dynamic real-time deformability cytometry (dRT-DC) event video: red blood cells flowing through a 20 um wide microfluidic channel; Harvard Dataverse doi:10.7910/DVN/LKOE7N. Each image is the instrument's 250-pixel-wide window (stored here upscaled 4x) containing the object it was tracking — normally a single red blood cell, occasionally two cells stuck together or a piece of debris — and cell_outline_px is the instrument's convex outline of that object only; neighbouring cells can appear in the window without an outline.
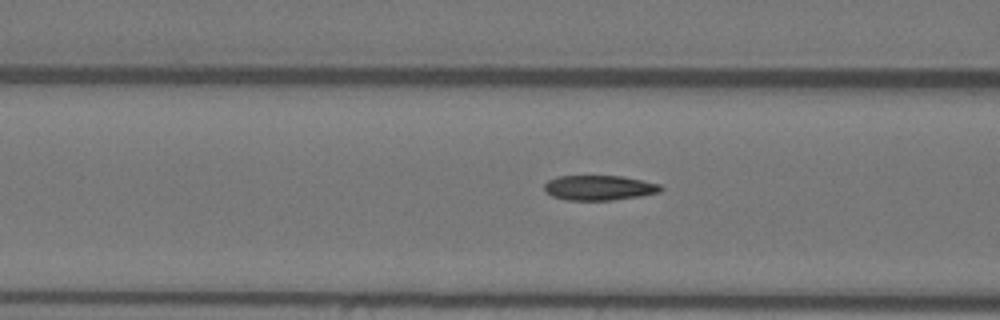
{"species": "Egyptian fruit bat (a non-hibernating species)", "species_latin": "Rousettus aegyptiacus", "temperature_condition": "warm", "stored_images_in_passage": 40, "camera_frame_rate_fps": 3000, "um_per_image_px": 0.085, "animal": {"sex": "female"}, "frame": {"image": 1, "passage_image": 7, "time_ms": 2.0, "image_size_px": [1000, 320], "cell_outline_px": [[664, 188], [660, 192], [640, 196], [612, 200], [568, 200], [552, 196], [544, 188], [544, 184], [548, 180], [556, 176], [624, 176], [660, 184]], "centroid_in_image_um": [50.95, 15.95], "position_along_channel_um": 115.7, "area_um2": 16.94}}
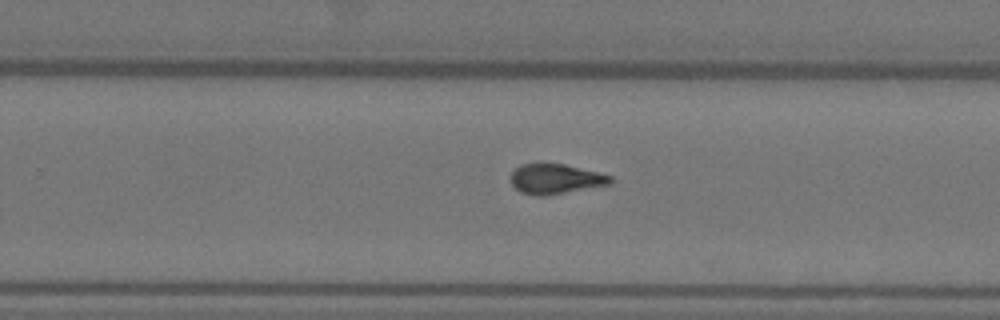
{"frame": {"image": 2, "passage_image": 21, "time_ms": 6.667, "image_size_px": [1000, 320], "cell_outline_px": [[612, 184], [544, 196], [536, 196], [520, 192], [512, 184], [512, 172], [520, 164], [540, 160], [544, 160], [564, 164], [612, 176]], "centroid_in_image_um": [47.18, 15.17], "position_along_channel_um": 282.6, "area_um2": 17.86}}
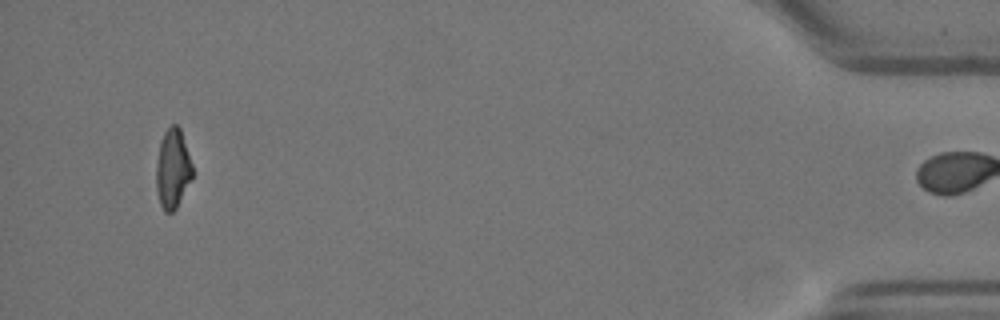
{"frame": {"image": 3, "passage_image": 39, "time_ms": 12.667, "image_size_px": [1000, 320], "cell_outline_px": [[192, 180], [176, 208], [172, 212], [164, 212], [160, 204], [156, 188], [156, 164], [160, 140], [164, 132], [172, 124], [176, 124], [180, 128], [192, 164]], "centroid_in_image_um": [14.67, 14.35], "position_along_channel_um": 420.5, "area_um2": 16.82}, "authors_computed_cell_mechanics": {"area_um2": 17.3689, "velocity_mm_per_s": 3.5802, "shape_relaxation_time_tau1_ms": 6.6713, "shape_relaxation_time_tau2_ms": 2.2763, "deformation_change_tau1": 0.2061, "deformation_change_tau2": 0.0893}}